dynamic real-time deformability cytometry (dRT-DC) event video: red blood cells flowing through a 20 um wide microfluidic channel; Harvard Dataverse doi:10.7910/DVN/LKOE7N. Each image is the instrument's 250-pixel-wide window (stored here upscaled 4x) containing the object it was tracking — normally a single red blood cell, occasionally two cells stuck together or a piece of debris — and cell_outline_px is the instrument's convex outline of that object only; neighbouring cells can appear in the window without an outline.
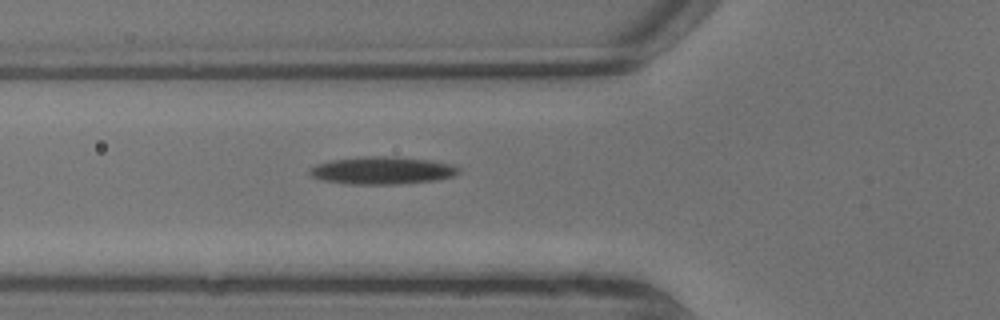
{"species": "common noctule bat (a hibernating species)", "species_latin": "Nyctalus noctula", "temperature_condition": "warm", "stored_images_in_passage": 3, "camera_frame_rate_fps": 3000, "um_per_image_px": 0.085, "animal": {"sex": "male", "body_mass_g": 13.3}, "frame": {"image": 1, "passage_image": 3, "time_ms": 0.667, "image_size_px": [1000, 320], "cell_outline_px": [[460, 172], [452, 176], [436, 180], [396, 184], [348, 184], [324, 180], [312, 176], [308, 172], [316, 164], [332, 160], [364, 156], [392, 156], [428, 160], [452, 164], [460, 168]], "centroid_in_image_um": [32.5, 14.48], "position_along_channel_um": 93.3, "area_um2": 23.76}}